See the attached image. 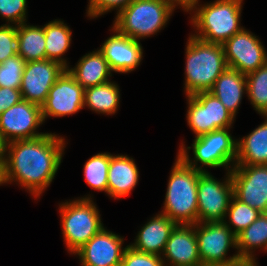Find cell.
Returning a JSON list of instances; mask_svg holds the SVG:
<instances>
[{"label": "cell", "mask_w": 267, "mask_h": 266, "mask_svg": "<svg viewBox=\"0 0 267 266\" xmlns=\"http://www.w3.org/2000/svg\"><path fill=\"white\" fill-rule=\"evenodd\" d=\"M201 171L188 166L178 155L172 165L160 212L176 224L197 223V184Z\"/></svg>", "instance_id": "cell-4"}, {"label": "cell", "mask_w": 267, "mask_h": 266, "mask_svg": "<svg viewBox=\"0 0 267 266\" xmlns=\"http://www.w3.org/2000/svg\"><path fill=\"white\" fill-rule=\"evenodd\" d=\"M195 234L202 266H239L237 237L223 221L197 222ZM232 255L228 254L232 249Z\"/></svg>", "instance_id": "cell-8"}, {"label": "cell", "mask_w": 267, "mask_h": 266, "mask_svg": "<svg viewBox=\"0 0 267 266\" xmlns=\"http://www.w3.org/2000/svg\"><path fill=\"white\" fill-rule=\"evenodd\" d=\"M254 130L237 138L235 165H267V115Z\"/></svg>", "instance_id": "cell-23"}, {"label": "cell", "mask_w": 267, "mask_h": 266, "mask_svg": "<svg viewBox=\"0 0 267 266\" xmlns=\"http://www.w3.org/2000/svg\"><path fill=\"white\" fill-rule=\"evenodd\" d=\"M124 242V236L103 227L74 256L81 266H121Z\"/></svg>", "instance_id": "cell-15"}, {"label": "cell", "mask_w": 267, "mask_h": 266, "mask_svg": "<svg viewBox=\"0 0 267 266\" xmlns=\"http://www.w3.org/2000/svg\"><path fill=\"white\" fill-rule=\"evenodd\" d=\"M65 69L60 63L48 59L26 62L20 86L22 99L42 106Z\"/></svg>", "instance_id": "cell-16"}, {"label": "cell", "mask_w": 267, "mask_h": 266, "mask_svg": "<svg viewBox=\"0 0 267 266\" xmlns=\"http://www.w3.org/2000/svg\"><path fill=\"white\" fill-rule=\"evenodd\" d=\"M248 101L259 115H267V63L246 75Z\"/></svg>", "instance_id": "cell-29"}, {"label": "cell", "mask_w": 267, "mask_h": 266, "mask_svg": "<svg viewBox=\"0 0 267 266\" xmlns=\"http://www.w3.org/2000/svg\"><path fill=\"white\" fill-rule=\"evenodd\" d=\"M8 142L5 140L4 136L0 132V166H3L6 157Z\"/></svg>", "instance_id": "cell-38"}, {"label": "cell", "mask_w": 267, "mask_h": 266, "mask_svg": "<svg viewBox=\"0 0 267 266\" xmlns=\"http://www.w3.org/2000/svg\"><path fill=\"white\" fill-rule=\"evenodd\" d=\"M121 266H165V264L161 256L138 252L128 245L124 251Z\"/></svg>", "instance_id": "cell-35"}, {"label": "cell", "mask_w": 267, "mask_h": 266, "mask_svg": "<svg viewBox=\"0 0 267 266\" xmlns=\"http://www.w3.org/2000/svg\"><path fill=\"white\" fill-rule=\"evenodd\" d=\"M146 223L138 229L134 241L128 245L142 253H151L161 256L171 231L177 225L166 215L160 212L153 214Z\"/></svg>", "instance_id": "cell-20"}, {"label": "cell", "mask_w": 267, "mask_h": 266, "mask_svg": "<svg viewBox=\"0 0 267 266\" xmlns=\"http://www.w3.org/2000/svg\"><path fill=\"white\" fill-rule=\"evenodd\" d=\"M239 266H257L256 263H243Z\"/></svg>", "instance_id": "cell-39"}, {"label": "cell", "mask_w": 267, "mask_h": 266, "mask_svg": "<svg viewBox=\"0 0 267 266\" xmlns=\"http://www.w3.org/2000/svg\"><path fill=\"white\" fill-rule=\"evenodd\" d=\"M200 3L189 14L192 36L208 43L222 45L243 28L241 13L244 0H213Z\"/></svg>", "instance_id": "cell-2"}, {"label": "cell", "mask_w": 267, "mask_h": 266, "mask_svg": "<svg viewBox=\"0 0 267 266\" xmlns=\"http://www.w3.org/2000/svg\"><path fill=\"white\" fill-rule=\"evenodd\" d=\"M22 100L20 89L0 87V115Z\"/></svg>", "instance_id": "cell-36"}, {"label": "cell", "mask_w": 267, "mask_h": 266, "mask_svg": "<svg viewBox=\"0 0 267 266\" xmlns=\"http://www.w3.org/2000/svg\"><path fill=\"white\" fill-rule=\"evenodd\" d=\"M93 196L85 194L58 203L62 238L71 256L105 227Z\"/></svg>", "instance_id": "cell-6"}, {"label": "cell", "mask_w": 267, "mask_h": 266, "mask_svg": "<svg viewBox=\"0 0 267 266\" xmlns=\"http://www.w3.org/2000/svg\"><path fill=\"white\" fill-rule=\"evenodd\" d=\"M72 30L63 19H53L44 24L46 57L67 68L70 65L65 53L72 44ZM66 58H65V57Z\"/></svg>", "instance_id": "cell-25"}, {"label": "cell", "mask_w": 267, "mask_h": 266, "mask_svg": "<svg viewBox=\"0 0 267 266\" xmlns=\"http://www.w3.org/2000/svg\"><path fill=\"white\" fill-rule=\"evenodd\" d=\"M110 152L94 154L84 163L83 174L87 185L94 191L108 196V170Z\"/></svg>", "instance_id": "cell-28"}, {"label": "cell", "mask_w": 267, "mask_h": 266, "mask_svg": "<svg viewBox=\"0 0 267 266\" xmlns=\"http://www.w3.org/2000/svg\"><path fill=\"white\" fill-rule=\"evenodd\" d=\"M186 122L195 137L218 129L233 128L236 118L209 91L186 96Z\"/></svg>", "instance_id": "cell-9"}, {"label": "cell", "mask_w": 267, "mask_h": 266, "mask_svg": "<svg viewBox=\"0 0 267 266\" xmlns=\"http://www.w3.org/2000/svg\"><path fill=\"white\" fill-rule=\"evenodd\" d=\"M209 92L215 95L236 118L242 98L247 95L246 75L227 67L216 79Z\"/></svg>", "instance_id": "cell-22"}, {"label": "cell", "mask_w": 267, "mask_h": 266, "mask_svg": "<svg viewBox=\"0 0 267 266\" xmlns=\"http://www.w3.org/2000/svg\"><path fill=\"white\" fill-rule=\"evenodd\" d=\"M67 144L66 137L55 132L9 142L2 166L3 186L15 183L37 201L54 181Z\"/></svg>", "instance_id": "cell-1"}, {"label": "cell", "mask_w": 267, "mask_h": 266, "mask_svg": "<svg viewBox=\"0 0 267 266\" xmlns=\"http://www.w3.org/2000/svg\"><path fill=\"white\" fill-rule=\"evenodd\" d=\"M135 159L127 154L110 153L108 170V197L120 200L127 197L138 185L140 171Z\"/></svg>", "instance_id": "cell-19"}, {"label": "cell", "mask_w": 267, "mask_h": 266, "mask_svg": "<svg viewBox=\"0 0 267 266\" xmlns=\"http://www.w3.org/2000/svg\"><path fill=\"white\" fill-rule=\"evenodd\" d=\"M234 196L261 213L267 212V165H234Z\"/></svg>", "instance_id": "cell-14"}, {"label": "cell", "mask_w": 267, "mask_h": 266, "mask_svg": "<svg viewBox=\"0 0 267 266\" xmlns=\"http://www.w3.org/2000/svg\"><path fill=\"white\" fill-rule=\"evenodd\" d=\"M238 256L244 263H256L257 255L255 251L267 250V212L261 213L259 217L237 236Z\"/></svg>", "instance_id": "cell-24"}, {"label": "cell", "mask_w": 267, "mask_h": 266, "mask_svg": "<svg viewBox=\"0 0 267 266\" xmlns=\"http://www.w3.org/2000/svg\"><path fill=\"white\" fill-rule=\"evenodd\" d=\"M234 187L230 171H225L222 180L211 172H201L197 184V222L224 221Z\"/></svg>", "instance_id": "cell-10"}, {"label": "cell", "mask_w": 267, "mask_h": 266, "mask_svg": "<svg viewBox=\"0 0 267 266\" xmlns=\"http://www.w3.org/2000/svg\"><path fill=\"white\" fill-rule=\"evenodd\" d=\"M170 7L175 11L180 9L183 12L190 14L197 5L201 2L200 0H165Z\"/></svg>", "instance_id": "cell-37"}, {"label": "cell", "mask_w": 267, "mask_h": 266, "mask_svg": "<svg viewBox=\"0 0 267 266\" xmlns=\"http://www.w3.org/2000/svg\"><path fill=\"white\" fill-rule=\"evenodd\" d=\"M27 0H0V20L5 25H21L28 22Z\"/></svg>", "instance_id": "cell-32"}, {"label": "cell", "mask_w": 267, "mask_h": 266, "mask_svg": "<svg viewBox=\"0 0 267 266\" xmlns=\"http://www.w3.org/2000/svg\"><path fill=\"white\" fill-rule=\"evenodd\" d=\"M19 54V37L17 26L0 25V63Z\"/></svg>", "instance_id": "cell-33"}, {"label": "cell", "mask_w": 267, "mask_h": 266, "mask_svg": "<svg viewBox=\"0 0 267 266\" xmlns=\"http://www.w3.org/2000/svg\"><path fill=\"white\" fill-rule=\"evenodd\" d=\"M260 214L261 212L233 196L223 222L237 236L245 228L251 225Z\"/></svg>", "instance_id": "cell-30"}, {"label": "cell", "mask_w": 267, "mask_h": 266, "mask_svg": "<svg viewBox=\"0 0 267 266\" xmlns=\"http://www.w3.org/2000/svg\"><path fill=\"white\" fill-rule=\"evenodd\" d=\"M42 125L41 106L23 99L0 115V132L8 143L45 135L38 131Z\"/></svg>", "instance_id": "cell-12"}, {"label": "cell", "mask_w": 267, "mask_h": 266, "mask_svg": "<svg viewBox=\"0 0 267 266\" xmlns=\"http://www.w3.org/2000/svg\"><path fill=\"white\" fill-rule=\"evenodd\" d=\"M110 36L98 48L113 73L129 74L138 69L144 57L141 41L119 33L113 26Z\"/></svg>", "instance_id": "cell-17"}, {"label": "cell", "mask_w": 267, "mask_h": 266, "mask_svg": "<svg viewBox=\"0 0 267 266\" xmlns=\"http://www.w3.org/2000/svg\"><path fill=\"white\" fill-rule=\"evenodd\" d=\"M84 108V88L67 69L57 78L41 106L44 123L50 117L72 116Z\"/></svg>", "instance_id": "cell-13"}, {"label": "cell", "mask_w": 267, "mask_h": 266, "mask_svg": "<svg viewBox=\"0 0 267 266\" xmlns=\"http://www.w3.org/2000/svg\"><path fill=\"white\" fill-rule=\"evenodd\" d=\"M66 69L84 89L105 84L113 76L107 60L98 48L83 55L74 67L69 65Z\"/></svg>", "instance_id": "cell-21"}, {"label": "cell", "mask_w": 267, "mask_h": 266, "mask_svg": "<svg viewBox=\"0 0 267 266\" xmlns=\"http://www.w3.org/2000/svg\"><path fill=\"white\" fill-rule=\"evenodd\" d=\"M26 61L14 55L0 63V87L20 89Z\"/></svg>", "instance_id": "cell-31"}, {"label": "cell", "mask_w": 267, "mask_h": 266, "mask_svg": "<svg viewBox=\"0 0 267 266\" xmlns=\"http://www.w3.org/2000/svg\"><path fill=\"white\" fill-rule=\"evenodd\" d=\"M174 12L165 0H133L115 15L112 26L119 33L141 41L164 30Z\"/></svg>", "instance_id": "cell-7"}, {"label": "cell", "mask_w": 267, "mask_h": 266, "mask_svg": "<svg viewBox=\"0 0 267 266\" xmlns=\"http://www.w3.org/2000/svg\"><path fill=\"white\" fill-rule=\"evenodd\" d=\"M120 91L119 84L113 80L86 88L84 89V109L88 108L99 115H115L120 108Z\"/></svg>", "instance_id": "cell-26"}, {"label": "cell", "mask_w": 267, "mask_h": 266, "mask_svg": "<svg viewBox=\"0 0 267 266\" xmlns=\"http://www.w3.org/2000/svg\"><path fill=\"white\" fill-rule=\"evenodd\" d=\"M0 186H3L2 183V167L0 166Z\"/></svg>", "instance_id": "cell-40"}, {"label": "cell", "mask_w": 267, "mask_h": 266, "mask_svg": "<svg viewBox=\"0 0 267 266\" xmlns=\"http://www.w3.org/2000/svg\"><path fill=\"white\" fill-rule=\"evenodd\" d=\"M228 68L247 75L267 63V50L258 37L245 26L223 44Z\"/></svg>", "instance_id": "cell-11"}, {"label": "cell", "mask_w": 267, "mask_h": 266, "mask_svg": "<svg viewBox=\"0 0 267 266\" xmlns=\"http://www.w3.org/2000/svg\"><path fill=\"white\" fill-rule=\"evenodd\" d=\"M165 266H202L194 225L177 224L161 255Z\"/></svg>", "instance_id": "cell-18"}, {"label": "cell", "mask_w": 267, "mask_h": 266, "mask_svg": "<svg viewBox=\"0 0 267 266\" xmlns=\"http://www.w3.org/2000/svg\"><path fill=\"white\" fill-rule=\"evenodd\" d=\"M133 0H88L86 17L90 20L102 17L114 11L117 15Z\"/></svg>", "instance_id": "cell-34"}, {"label": "cell", "mask_w": 267, "mask_h": 266, "mask_svg": "<svg viewBox=\"0 0 267 266\" xmlns=\"http://www.w3.org/2000/svg\"><path fill=\"white\" fill-rule=\"evenodd\" d=\"M231 130V128L218 129L194 137L190 146L181 140L176 154L188 166L201 172H208L206 168L231 171L237 158V138L232 136Z\"/></svg>", "instance_id": "cell-5"}, {"label": "cell", "mask_w": 267, "mask_h": 266, "mask_svg": "<svg viewBox=\"0 0 267 266\" xmlns=\"http://www.w3.org/2000/svg\"><path fill=\"white\" fill-rule=\"evenodd\" d=\"M19 54L26 62L46 60L44 25L27 22L17 26Z\"/></svg>", "instance_id": "cell-27"}, {"label": "cell", "mask_w": 267, "mask_h": 266, "mask_svg": "<svg viewBox=\"0 0 267 266\" xmlns=\"http://www.w3.org/2000/svg\"><path fill=\"white\" fill-rule=\"evenodd\" d=\"M184 67L185 96L209 91L227 68L223 45L208 43L190 34L185 45Z\"/></svg>", "instance_id": "cell-3"}]
</instances>
